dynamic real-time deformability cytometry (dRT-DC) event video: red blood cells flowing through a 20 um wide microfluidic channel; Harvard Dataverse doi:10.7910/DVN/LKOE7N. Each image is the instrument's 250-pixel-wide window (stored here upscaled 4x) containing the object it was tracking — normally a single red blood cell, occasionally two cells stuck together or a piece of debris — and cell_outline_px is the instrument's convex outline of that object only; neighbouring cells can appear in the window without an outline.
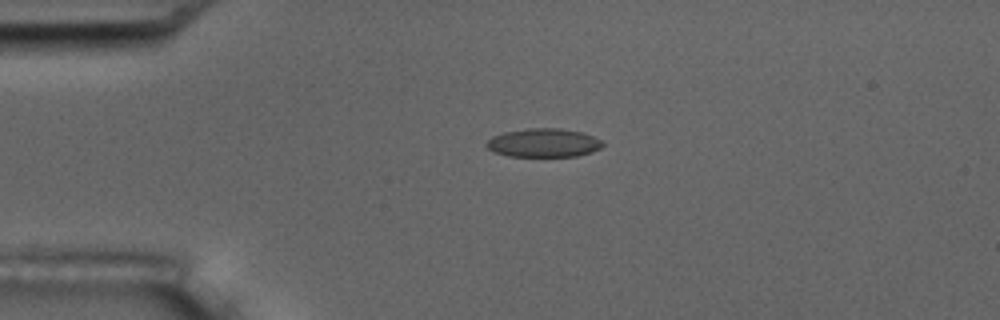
{"species": "common noctule bat (a hibernating species)", "species_latin": "Nyctalus noctula", "temperature_condition": "room temperature", "stored_images_in_passage": 2, "camera_frame_rate_fps": 3000, "um_per_image_px": 0.085, "animal": {"sex": "male", "body_mass_g": 17.5, "forearm_length_mm": 52.3}, "frame": {"image": 1, "passage_image": 1, "time_ms": 0.0, "image_size_px": [1000, 320], "cell_outline_px": [[604, 144], [600, 148], [592, 152], [576, 156], [508, 156], [492, 152], [484, 144], [492, 136], [504, 132], [528, 128], [560, 128], [584, 132], [600, 140]], "centroid_in_image_um": [46.18, 12.14], "position_along_channel_um": 38.8, "area_um2": 19.48}}